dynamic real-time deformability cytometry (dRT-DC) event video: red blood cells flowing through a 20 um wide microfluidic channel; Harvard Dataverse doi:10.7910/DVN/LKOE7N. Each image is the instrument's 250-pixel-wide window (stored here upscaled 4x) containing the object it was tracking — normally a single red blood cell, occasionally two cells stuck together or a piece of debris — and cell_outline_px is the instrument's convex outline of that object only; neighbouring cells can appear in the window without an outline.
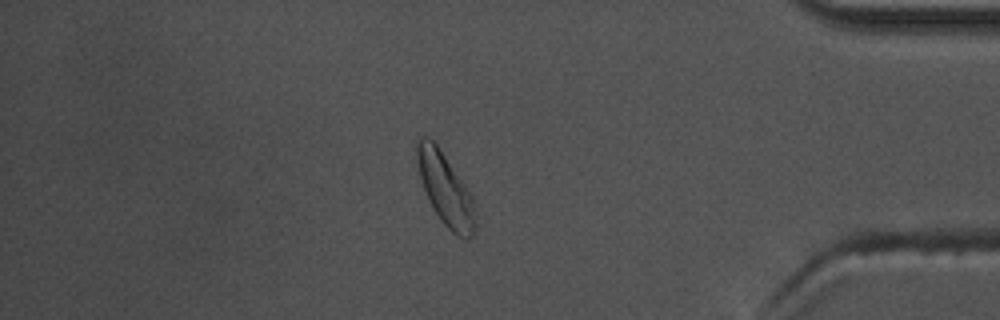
{"species": "common noctule bat (a hibernating species)", "species_latin": "Nyctalus noctula", "temperature_condition": "warm", "stored_images_in_passage": 54, "camera_frame_rate_fps": 3000, "um_per_image_px": 0.085, "animal": {"sex": "male", "body_mass_g": 17.5, "forearm_length_mm": 52.3}, "frame": {"image": 1, "passage_image": 46, "time_ms": 15.0, "image_size_px": [1000, 320], "cell_outline_px": [[476, 224], [472, 236], [468, 240], [464, 240], [456, 236], [440, 220], [432, 208], [428, 200], [420, 176], [416, 160], [416, 140], [420, 136], [428, 136], [436, 144], [472, 196], [476, 216]], "centroid_in_image_um": [37.85, 16.12], "position_along_channel_um": 397.4, "area_um2": 24.45}, "authors_computed_cell_mechanics": {"area_um2": 21.8484, "velocity_mm_per_s": 3.615, "shape_relaxation_time_tau1_ms": 4.0478, "shape_relaxation_time_tau2_ms": 1.5921, "deformation_change_tau1": 0.1266, "deformation_change_tau2": 0.0713}}